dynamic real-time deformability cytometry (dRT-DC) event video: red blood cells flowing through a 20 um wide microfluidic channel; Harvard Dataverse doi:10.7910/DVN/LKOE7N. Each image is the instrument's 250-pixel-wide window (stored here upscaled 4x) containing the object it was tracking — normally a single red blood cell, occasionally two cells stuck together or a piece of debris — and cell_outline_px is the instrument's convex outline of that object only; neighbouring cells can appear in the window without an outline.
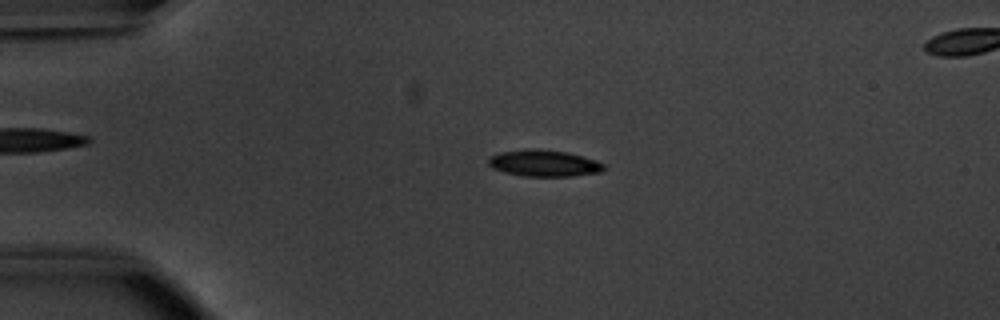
{"species": "common noctule bat (a hibernating species)", "species_latin": "Nyctalus noctula", "temperature_condition": "warm", "stored_images_in_passage": 53, "camera_frame_rate_fps": 3000, "um_per_image_px": 0.085, "animal": {"sex": "male", "body_mass_g": 20.1, "forearm_length_mm": 53.5}, "frame": {"image": 1, "passage_image": 12, "time_ms": 3.667, "image_size_px": [1000, 320], "cell_outline_px": [[608, 168], [600, 172], [572, 176], [524, 176], [504, 172], [492, 168], [488, 164], [488, 160], [492, 156], [500, 152], [532, 148], [536, 148], [568, 152], [596, 160], [608, 164]], "centroid_in_image_um": [46.3, 13.87], "position_along_channel_um": 38.7, "area_um2": 18.03}}
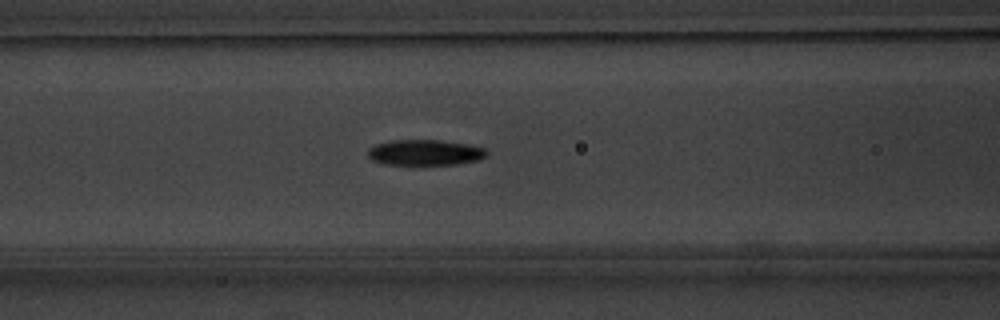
{"frame": {"image": 2, "passage_image": 22, "time_ms": 7.0, "image_size_px": [1000, 320], "cell_outline_px": [[488, 156], [480, 160], [456, 164], [384, 164], [372, 160], [368, 156], [368, 148], [376, 144], [392, 140], [440, 140], [468, 144], [484, 148], [488, 152]], "centroid_in_image_um": [36.15, 12.96], "position_along_channel_um": 130.5, "area_um2": 17.8}}
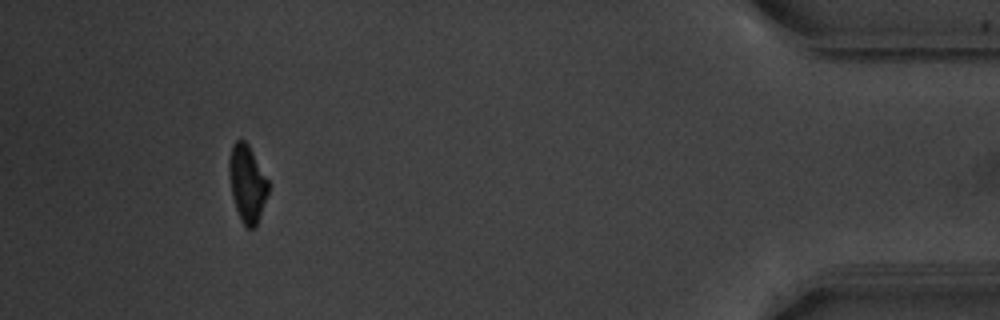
{"frame": {"image": 3, "passage_image": 49, "time_ms": 16.0, "image_size_px": [1000, 320], "cell_outline_px": [[268, 192], [256, 228], [248, 228], [240, 220], [232, 196], [228, 172], [228, 160], [232, 144], [236, 140], [244, 140], [248, 144], [268, 180]], "centroid_in_image_um": [20.99, 15.59], "position_along_channel_um": 414.2, "area_um2": 17.57}, "authors_computed_cell_mechanics": {"area_um2": 17.8024, "velocity_mm_per_s": 3.8051, "shape_relaxation_time_tau1_ms": 2.4429, "shape_relaxation_time_tau2_ms": null, "deformation_change_tau1": 0.1411, "deformation_change_tau2": null}}